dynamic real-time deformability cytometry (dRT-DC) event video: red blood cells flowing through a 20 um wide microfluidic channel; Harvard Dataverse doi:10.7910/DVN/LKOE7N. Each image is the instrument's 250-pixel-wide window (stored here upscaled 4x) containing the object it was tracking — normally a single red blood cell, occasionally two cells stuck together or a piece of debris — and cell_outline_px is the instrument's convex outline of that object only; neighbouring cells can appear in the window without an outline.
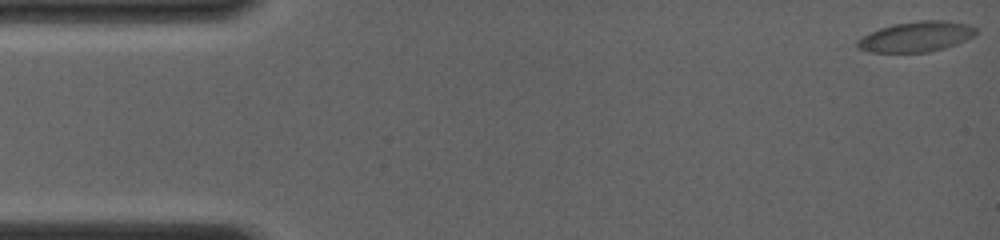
{"species": "common noctule bat (a hibernating species)", "species_latin": "Nyctalus noctula", "temperature_condition": "room temperature", "stored_images_in_passage": 61, "camera_frame_rate_fps": 4000, "um_per_image_px": 0.085, "animal": {"sex": "female", "body_mass_g": 19.0, "forearm_length_mm": 56.7}, "frame": {"image": 1, "passage_image": 1, "time_ms": 0.0, "image_size_px": [1000, 240], "cell_outline_px": [[976, 32], [972, 36], [956, 44], [944, 48], [928, 52], [868, 52], [856, 48], [856, 40], [880, 28], [892, 24], [920, 20], [944, 20], [968, 24], [976, 28]], "centroid_in_image_um": [77.84, 3.11], "position_along_channel_um": 7.2, "area_um2": 20.87}}
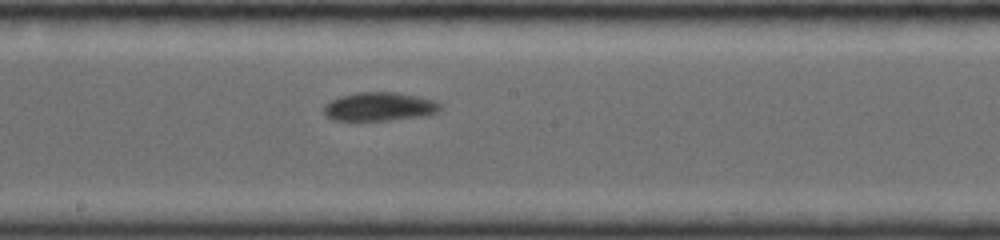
{"frame": {"image": 2, "passage_image": 35, "time_ms": 8.5, "image_size_px": [1000, 240], "cell_outline_px": [[440, 108], [436, 112], [424, 116], [388, 120], [332, 120], [324, 112], [324, 104], [340, 96], [356, 92], [396, 92], [416, 96], [432, 100], [440, 104]], "centroid_in_image_um": [32.22, 9.06], "position_along_channel_um": 216.0, "area_um2": 19.19}}
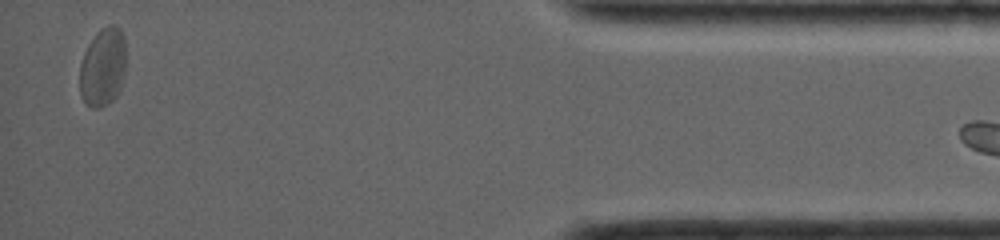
{"frame": {"image": 3, "passage_image": 60, "time_ms": 15.25, "image_size_px": [1000, 240], "cell_outline_px": [[124, 76], [120, 92], [108, 104], [96, 108], [92, 108], [80, 96], [80, 60], [88, 44], [96, 32], [100, 28], [108, 24], [112, 24], [120, 28], [124, 36]], "centroid_in_image_um": [8.73, 5.68], "position_along_channel_um": 426.5, "area_um2": 21.39}}